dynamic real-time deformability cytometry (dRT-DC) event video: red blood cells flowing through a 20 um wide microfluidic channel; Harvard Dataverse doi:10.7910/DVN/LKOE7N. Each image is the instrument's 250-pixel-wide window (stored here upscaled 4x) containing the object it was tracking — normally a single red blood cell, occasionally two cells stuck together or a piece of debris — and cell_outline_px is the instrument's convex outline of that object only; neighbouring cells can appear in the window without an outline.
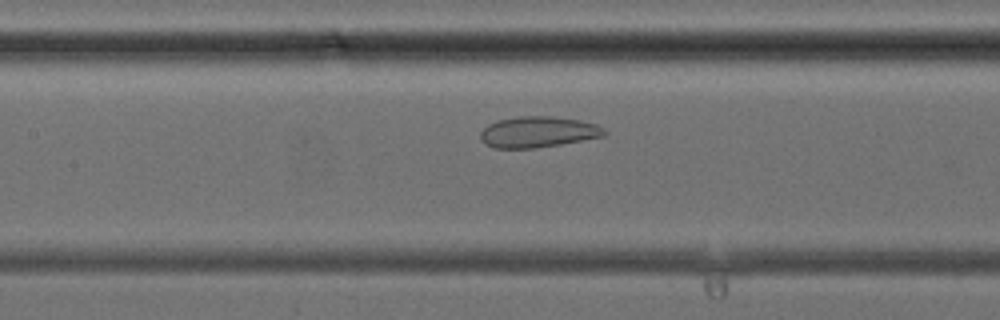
{"species": "common noctule bat (a hibernating species)", "species_latin": "Nyctalus noctula", "temperature_condition": "cold", "stored_images_in_passage": 40, "camera_frame_rate_fps": 3000, "um_per_image_px": 0.085, "animal": {"sex": "female", "body_mass_g": 24.6, "forearm_length_mm": 56.2}, "frame": {"image": 1, "passage_image": 17, "time_ms": 5.333, "image_size_px": [1000, 320], "cell_outline_px": [[608, 132], [604, 136], [560, 144], [536, 148], [492, 148], [484, 144], [480, 136], [480, 132], [488, 124], [496, 120], [516, 116], [552, 116], [580, 120], [596, 124], [604, 128]], "centroid_in_image_um": [45.71, 11.21], "position_along_channel_um": 161.7, "area_um2": 22.54}}
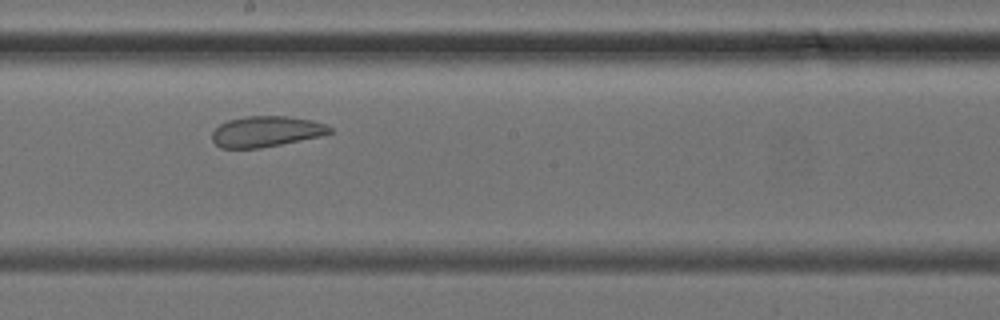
{"frame": {"image": 2, "passage_image": 21, "time_ms": 6.667, "image_size_px": [1000, 320], "cell_outline_px": [[332, 132], [320, 136], [260, 148], [220, 148], [212, 140], [212, 132], [220, 124], [228, 120], [244, 116], [288, 116], [312, 120], [324, 124], [332, 128]], "centroid_in_image_um": [22.6, 11.17], "position_along_channel_um": 225.6, "area_um2": 20.98}}
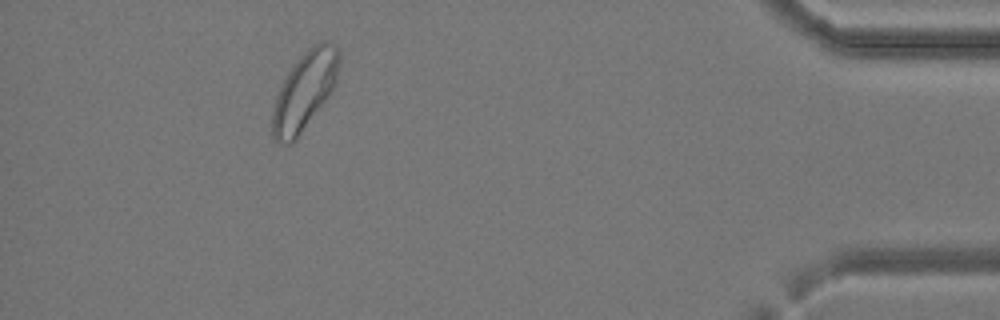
{"frame": {"image": 3, "passage_image": 36, "time_ms": 11.667, "image_size_px": [1000, 320], "cell_outline_px": [[340, 60], [336, 84], [332, 92], [296, 140], [292, 144], [288, 144], [276, 140], [272, 136], [272, 112], [276, 96], [288, 72], [300, 56], [308, 48], [324, 40], [336, 44], [340, 52]], "centroid_in_image_um": [25.92, 7.71], "position_along_channel_um": 409.3, "area_um2": 30.4}}